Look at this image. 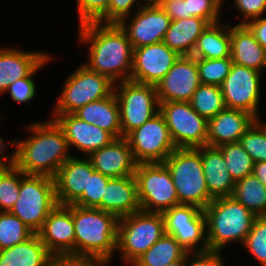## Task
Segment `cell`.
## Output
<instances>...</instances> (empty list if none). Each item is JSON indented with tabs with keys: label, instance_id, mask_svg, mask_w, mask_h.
<instances>
[{
	"label": "cell",
	"instance_id": "cell-1",
	"mask_svg": "<svg viewBox=\"0 0 266 266\" xmlns=\"http://www.w3.org/2000/svg\"><path fill=\"white\" fill-rule=\"evenodd\" d=\"M79 42L88 45V69L113 83L130 80L133 47L118 23L88 22L78 26Z\"/></svg>",
	"mask_w": 266,
	"mask_h": 266
},
{
	"label": "cell",
	"instance_id": "cell-2",
	"mask_svg": "<svg viewBox=\"0 0 266 266\" xmlns=\"http://www.w3.org/2000/svg\"><path fill=\"white\" fill-rule=\"evenodd\" d=\"M31 135L22 141L14 138V165L26 175L54 177L72 156L62 128L51 118L26 125Z\"/></svg>",
	"mask_w": 266,
	"mask_h": 266
},
{
	"label": "cell",
	"instance_id": "cell-3",
	"mask_svg": "<svg viewBox=\"0 0 266 266\" xmlns=\"http://www.w3.org/2000/svg\"><path fill=\"white\" fill-rule=\"evenodd\" d=\"M75 261L109 262L116 252L119 218L98 208L72 204Z\"/></svg>",
	"mask_w": 266,
	"mask_h": 266
},
{
	"label": "cell",
	"instance_id": "cell-4",
	"mask_svg": "<svg viewBox=\"0 0 266 266\" xmlns=\"http://www.w3.org/2000/svg\"><path fill=\"white\" fill-rule=\"evenodd\" d=\"M203 212L208 249L220 252L232 242L243 244L256 218L232 196L213 199Z\"/></svg>",
	"mask_w": 266,
	"mask_h": 266
},
{
	"label": "cell",
	"instance_id": "cell-5",
	"mask_svg": "<svg viewBox=\"0 0 266 266\" xmlns=\"http://www.w3.org/2000/svg\"><path fill=\"white\" fill-rule=\"evenodd\" d=\"M163 163L170 170L179 204L194 205L204 210L212 202L201 154L195 148H176Z\"/></svg>",
	"mask_w": 266,
	"mask_h": 266
},
{
	"label": "cell",
	"instance_id": "cell-6",
	"mask_svg": "<svg viewBox=\"0 0 266 266\" xmlns=\"http://www.w3.org/2000/svg\"><path fill=\"white\" fill-rule=\"evenodd\" d=\"M58 205L52 177L26 175L20 170L19 197L10 213L37 234L46 218Z\"/></svg>",
	"mask_w": 266,
	"mask_h": 266
},
{
	"label": "cell",
	"instance_id": "cell-7",
	"mask_svg": "<svg viewBox=\"0 0 266 266\" xmlns=\"http://www.w3.org/2000/svg\"><path fill=\"white\" fill-rule=\"evenodd\" d=\"M165 234L162 213L136 211L119 218L116 251L129 266Z\"/></svg>",
	"mask_w": 266,
	"mask_h": 266
},
{
	"label": "cell",
	"instance_id": "cell-8",
	"mask_svg": "<svg viewBox=\"0 0 266 266\" xmlns=\"http://www.w3.org/2000/svg\"><path fill=\"white\" fill-rule=\"evenodd\" d=\"M74 71L65 79L51 114H73L86 104L106 98L113 92L115 83L107 76L88 69L84 64Z\"/></svg>",
	"mask_w": 266,
	"mask_h": 266
},
{
	"label": "cell",
	"instance_id": "cell-9",
	"mask_svg": "<svg viewBox=\"0 0 266 266\" xmlns=\"http://www.w3.org/2000/svg\"><path fill=\"white\" fill-rule=\"evenodd\" d=\"M134 175L142 211L163 213L179 205L170 170L164 163H139Z\"/></svg>",
	"mask_w": 266,
	"mask_h": 266
},
{
	"label": "cell",
	"instance_id": "cell-10",
	"mask_svg": "<svg viewBox=\"0 0 266 266\" xmlns=\"http://www.w3.org/2000/svg\"><path fill=\"white\" fill-rule=\"evenodd\" d=\"M113 92L119 105L122 137L159 112L155 85L126 80L115 83Z\"/></svg>",
	"mask_w": 266,
	"mask_h": 266
},
{
	"label": "cell",
	"instance_id": "cell-11",
	"mask_svg": "<svg viewBox=\"0 0 266 266\" xmlns=\"http://www.w3.org/2000/svg\"><path fill=\"white\" fill-rule=\"evenodd\" d=\"M159 112L164 117L176 148L206 146L208 120L199 115L190 102H161Z\"/></svg>",
	"mask_w": 266,
	"mask_h": 266
},
{
	"label": "cell",
	"instance_id": "cell-12",
	"mask_svg": "<svg viewBox=\"0 0 266 266\" xmlns=\"http://www.w3.org/2000/svg\"><path fill=\"white\" fill-rule=\"evenodd\" d=\"M126 139L137 164L163 163L176 149L160 112L130 132Z\"/></svg>",
	"mask_w": 266,
	"mask_h": 266
},
{
	"label": "cell",
	"instance_id": "cell-13",
	"mask_svg": "<svg viewBox=\"0 0 266 266\" xmlns=\"http://www.w3.org/2000/svg\"><path fill=\"white\" fill-rule=\"evenodd\" d=\"M162 215L165 233L172 235L186 252L209 250L206 218L202 209L194 205L179 204L164 211Z\"/></svg>",
	"mask_w": 266,
	"mask_h": 266
},
{
	"label": "cell",
	"instance_id": "cell-14",
	"mask_svg": "<svg viewBox=\"0 0 266 266\" xmlns=\"http://www.w3.org/2000/svg\"><path fill=\"white\" fill-rule=\"evenodd\" d=\"M263 73L257 70L232 64L230 73L221 85L226 108L243 110L252 114L257 120L261 96ZM261 77V78H260Z\"/></svg>",
	"mask_w": 266,
	"mask_h": 266
},
{
	"label": "cell",
	"instance_id": "cell-15",
	"mask_svg": "<svg viewBox=\"0 0 266 266\" xmlns=\"http://www.w3.org/2000/svg\"><path fill=\"white\" fill-rule=\"evenodd\" d=\"M171 21L162 7L152 4L143 5L118 24L127 34L134 49L163 42Z\"/></svg>",
	"mask_w": 266,
	"mask_h": 266
},
{
	"label": "cell",
	"instance_id": "cell-16",
	"mask_svg": "<svg viewBox=\"0 0 266 266\" xmlns=\"http://www.w3.org/2000/svg\"><path fill=\"white\" fill-rule=\"evenodd\" d=\"M57 261H75V228L72 205H58L37 233Z\"/></svg>",
	"mask_w": 266,
	"mask_h": 266
},
{
	"label": "cell",
	"instance_id": "cell-17",
	"mask_svg": "<svg viewBox=\"0 0 266 266\" xmlns=\"http://www.w3.org/2000/svg\"><path fill=\"white\" fill-rule=\"evenodd\" d=\"M180 55L164 42L133 49V66L130 80L156 85L173 67Z\"/></svg>",
	"mask_w": 266,
	"mask_h": 266
},
{
	"label": "cell",
	"instance_id": "cell-18",
	"mask_svg": "<svg viewBox=\"0 0 266 266\" xmlns=\"http://www.w3.org/2000/svg\"><path fill=\"white\" fill-rule=\"evenodd\" d=\"M200 84L196 58L180 56L173 67L155 85L158 101L159 103L190 102Z\"/></svg>",
	"mask_w": 266,
	"mask_h": 266
},
{
	"label": "cell",
	"instance_id": "cell-19",
	"mask_svg": "<svg viewBox=\"0 0 266 266\" xmlns=\"http://www.w3.org/2000/svg\"><path fill=\"white\" fill-rule=\"evenodd\" d=\"M50 116L62 128L69 148L73 146L84 153L85 157L116 139L109 132L79 119L74 114H51Z\"/></svg>",
	"mask_w": 266,
	"mask_h": 266
},
{
	"label": "cell",
	"instance_id": "cell-20",
	"mask_svg": "<svg viewBox=\"0 0 266 266\" xmlns=\"http://www.w3.org/2000/svg\"><path fill=\"white\" fill-rule=\"evenodd\" d=\"M95 171L91 161L77 156L69 158L53 177L59 205H72L87 191L88 173Z\"/></svg>",
	"mask_w": 266,
	"mask_h": 266
},
{
	"label": "cell",
	"instance_id": "cell-21",
	"mask_svg": "<svg viewBox=\"0 0 266 266\" xmlns=\"http://www.w3.org/2000/svg\"><path fill=\"white\" fill-rule=\"evenodd\" d=\"M87 158L95 171L111 178L132 176L137 166L126 137L116 138L107 146L90 153Z\"/></svg>",
	"mask_w": 266,
	"mask_h": 266
},
{
	"label": "cell",
	"instance_id": "cell-22",
	"mask_svg": "<svg viewBox=\"0 0 266 266\" xmlns=\"http://www.w3.org/2000/svg\"><path fill=\"white\" fill-rule=\"evenodd\" d=\"M257 119L243 110L225 108L208 120L206 146L236 143Z\"/></svg>",
	"mask_w": 266,
	"mask_h": 266
},
{
	"label": "cell",
	"instance_id": "cell-23",
	"mask_svg": "<svg viewBox=\"0 0 266 266\" xmlns=\"http://www.w3.org/2000/svg\"><path fill=\"white\" fill-rule=\"evenodd\" d=\"M49 55L11 46L0 48V95L16 80L28 77Z\"/></svg>",
	"mask_w": 266,
	"mask_h": 266
},
{
	"label": "cell",
	"instance_id": "cell-24",
	"mask_svg": "<svg viewBox=\"0 0 266 266\" xmlns=\"http://www.w3.org/2000/svg\"><path fill=\"white\" fill-rule=\"evenodd\" d=\"M101 210L118 218L141 210L135 175L111 178L108 181L101 200Z\"/></svg>",
	"mask_w": 266,
	"mask_h": 266
},
{
	"label": "cell",
	"instance_id": "cell-25",
	"mask_svg": "<svg viewBox=\"0 0 266 266\" xmlns=\"http://www.w3.org/2000/svg\"><path fill=\"white\" fill-rule=\"evenodd\" d=\"M231 59L234 64L262 71L266 69V50L245 24H230Z\"/></svg>",
	"mask_w": 266,
	"mask_h": 266
},
{
	"label": "cell",
	"instance_id": "cell-26",
	"mask_svg": "<svg viewBox=\"0 0 266 266\" xmlns=\"http://www.w3.org/2000/svg\"><path fill=\"white\" fill-rule=\"evenodd\" d=\"M195 149L201 154L204 178L210 196L213 199L231 197L236 182L227 170L222 152L217 147L210 146Z\"/></svg>",
	"mask_w": 266,
	"mask_h": 266
},
{
	"label": "cell",
	"instance_id": "cell-27",
	"mask_svg": "<svg viewBox=\"0 0 266 266\" xmlns=\"http://www.w3.org/2000/svg\"><path fill=\"white\" fill-rule=\"evenodd\" d=\"M57 259L38 234L13 247L0 250V266H55Z\"/></svg>",
	"mask_w": 266,
	"mask_h": 266
},
{
	"label": "cell",
	"instance_id": "cell-28",
	"mask_svg": "<svg viewBox=\"0 0 266 266\" xmlns=\"http://www.w3.org/2000/svg\"><path fill=\"white\" fill-rule=\"evenodd\" d=\"M209 23L198 17L171 21L163 42L180 56H191L199 36Z\"/></svg>",
	"mask_w": 266,
	"mask_h": 266
},
{
	"label": "cell",
	"instance_id": "cell-29",
	"mask_svg": "<svg viewBox=\"0 0 266 266\" xmlns=\"http://www.w3.org/2000/svg\"><path fill=\"white\" fill-rule=\"evenodd\" d=\"M200 59H223L231 57L230 24H209L199 36L192 55Z\"/></svg>",
	"mask_w": 266,
	"mask_h": 266
},
{
	"label": "cell",
	"instance_id": "cell-30",
	"mask_svg": "<svg viewBox=\"0 0 266 266\" xmlns=\"http://www.w3.org/2000/svg\"><path fill=\"white\" fill-rule=\"evenodd\" d=\"M232 197L255 216H266V186L254 174L236 181Z\"/></svg>",
	"mask_w": 266,
	"mask_h": 266
},
{
	"label": "cell",
	"instance_id": "cell-31",
	"mask_svg": "<svg viewBox=\"0 0 266 266\" xmlns=\"http://www.w3.org/2000/svg\"><path fill=\"white\" fill-rule=\"evenodd\" d=\"M187 252L176 239L165 233L149 250L138 257L130 266H167L181 259Z\"/></svg>",
	"mask_w": 266,
	"mask_h": 266
},
{
	"label": "cell",
	"instance_id": "cell-32",
	"mask_svg": "<svg viewBox=\"0 0 266 266\" xmlns=\"http://www.w3.org/2000/svg\"><path fill=\"white\" fill-rule=\"evenodd\" d=\"M192 108L209 120L226 108L221 86L200 84L190 100Z\"/></svg>",
	"mask_w": 266,
	"mask_h": 266
},
{
	"label": "cell",
	"instance_id": "cell-33",
	"mask_svg": "<svg viewBox=\"0 0 266 266\" xmlns=\"http://www.w3.org/2000/svg\"><path fill=\"white\" fill-rule=\"evenodd\" d=\"M217 148L222 152L227 170L235 182L253 174L255 162L239 142L226 143Z\"/></svg>",
	"mask_w": 266,
	"mask_h": 266
},
{
	"label": "cell",
	"instance_id": "cell-34",
	"mask_svg": "<svg viewBox=\"0 0 266 266\" xmlns=\"http://www.w3.org/2000/svg\"><path fill=\"white\" fill-rule=\"evenodd\" d=\"M34 234L14 214L0 211V250L22 243Z\"/></svg>",
	"mask_w": 266,
	"mask_h": 266
},
{
	"label": "cell",
	"instance_id": "cell-35",
	"mask_svg": "<svg viewBox=\"0 0 266 266\" xmlns=\"http://www.w3.org/2000/svg\"><path fill=\"white\" fill-rule=\"evenodd\" d=\"M93 124L109 132L115 138L122 137L120 110L114 92L99 100L98 119Z\"/></svg>",
	"mask_w": 266,
	"mask_h": 266
},
{
	"label": "cell",
	"instance_id": "cell-36",
	"mask_svg": "<svg viewBox=\"0 0 266 266\" xmlns=\"http://www.w3.org/2000/svg\"><path fill=\"white\" fill-rule=\"evenodd\" d=\"M201 84L221 86L230 73L233 64L231 57L223 59L196 58Z\"/></svg>",
	"mask_w": 266,
	"mask_h": 266
},
{
	"label": "cell",
	"instance_id": "cell-37",
	"mask_svg": "<svg viewBox=\"0 0 266 266\" xmlns=\"http://www.w3.org/2000/svg\"><path fill=\"white\" fill-rule=\"evenodd\" d=\"M241 246H245L259 265L266 266V216H256L251 231Z\"/></svg>",
	"mask_w": 266,
	"mask_h": 266
},
{
	"label": "cell",
	"instance_id": "cell-38",
	"mask_svg": "<svg viewBox=\"0 0 266 266\" xmlns=\"http://www.w3.org/2000/svg\"><path fill=\"white\" fill-rule=\"evenodd\" d=\"M239 143L255 163L266 161V129L258 120L240 138Z\"/></svg>",
	"mask_w": 266,
	"mask_h": 266
},
{
	"label": "cell",
	"instance_id": "cell-39",
	"mask_svg": "<svg viewBox=\"0 0 266 266\" xmlns=\"http://www.w3.org/2000/svg\"><path fill=\"white\" fill-rule=\"evenodd\" d=\"M20 169L15 165L0 172V211L9 212L19 197Z\"/></svg>",
	"mask_w": 266,
	"mask_h": 266
},
{
	"label": "cell",
	"instance_id": "cell-40",
	"mask_svg": "<svg viewBox=\"0 0 266 266\" xmlns=\"http://www.w3.org/2000/svg\"><path fill=\"white\" fill-rule=\"evenodd\" d=\"M111 177L94 171L88 173L87 191L74 203L76 206L98 208L101 210V200L104 197L105 187Z\"/></svg>",
	"mask_w": 266,
	"mask_h": 266
},
{
	"label": "cell",
	"instance_id": "cell-41",
	"mask_svg": "<svg viewBox=\"0 0 266 266\" xmlns=\"http://www.w3.org/2000/svg\"><path fill=\"white\" fill-rule=\"evenodd\" d=\"M51 55H49L28 77L18 79L10 84L4 93H9L11 99L16 103H24L25 105L36 96V83L33 79L35 74L39 72L44 65L50 63Z\"/></svg>",
	"mask_w": 266,
	"mask_h": 266
},
{
	"label": "cell",
	"instance_id": "cell-42",
	"mask_svg": "<svg viewBox=\"0 0 266 266\" xmlns=\"http://www.w3.org/2000/svg\"><path fill=\"white\" fill-rule=\"evenodd\" d=\"M78 25L88 22L108 23L110 0H76Z\"/></svg>",
	"mask_w": 266,
	"mask_h": 266
},
{
	"label": "cell",
	"instance_id": "cell-43",
	"mask_svg": "<svg viewBox=\"0 0 266 266\" xmlns=\"http://www.w3.org/2000/svg\"><path fill=\"white\" fill-rule=\"evenodd\" d=\"M191 17L205 19L209 24L220 21L224 0H186Z\"/></svg>",
	"mask_w": 266,
	"mask_h": 266
},
{
	"label": "cell",
	"instance_id": "cell-44",
	"mask_svg": "<svg viewBox=\"0 0 266 266\" xmlns=\"http://www.w3.org/2000/svg\"><path fill=\"white\" fill-rule=\"evenodd\" d=\"M236 7V12L241 15V22L246 24L248 21L261 17L266 13V0H232Z\"/></svg>",
	"mask_w": 266,
	"mask_h": 266
},
{
	"label": "cell",
	"instance_id": "cell-45",
	"mask_svg": "<svg viewBox=\"0 0 266 266\" xmlns=\"http://www.w3.org/2000/svg\"><path fill=\"white\" fill-rule=\"evenodd\" d=\"M140 0H110L108 6V23H119L123 18L133 14L144 4ZM136 5V7H135ZM136 8V10H134Z\"/></svg>",
	"mask_w": 266,
	"mask_h": 266
},
{
	"label": "cell",
	"instance_id": "cell-46",
	"mask_svg": "<svg viewBox=\"0 0 266 266\" xmlns=\"http://www.w3.org/2000/svg\"><path fill=\"white\" fill-rule=\"evenodd\" d=\"M220 251L187 252L185 266H225Z\"/></svg>",
	"mask_w": 266,
	"mask_h": 266
},
{
	"label": "cell",
	"instance_id": "cell-47",
	"mask_svg": "<svg viewBox=\"0 0 266 266\" xmlns=\"http://www.w3.org/2000/svg\"><path fill=\"white\" fill-rule=\"evenodd\" d=\"M257 42L266 50V17L265 15L248 21L245 24Z\"/></svg>",
	"mask_w": 266,
	"mask_h": 266
},
{
	"label": "cell",
	"instance_id": "cell-48",
	"mask_svg": "<svg viewBox=\"0 0 266 266\" xmlns=\"http://www.w3.org/2000/svg\"><path fill=\"white\" fill-rule=\"evenodd\" d=\"M162 8L172 21L191 17V14H188L186 0L169 2L166 3Z\"/></svg>",
	"mask_w": 266,
	"mask_h": 266
},
{
	"label": "cell",
	"instance_id": "cell-49",
	"mask_svg": "<svg viewBox=\"0 0 266 266\" xmlns=\"http://www.w3.org/2000/svg\"><path fill=\"white\" fill-rule=\"evenodd\" d=\"M79 119L93 124L98 119L99 100L90 102L73 113Z\"/></svg>",
	"mask_w": 266,
	"mask_h": 266
},
{
	"label": "cell",
	"instance_id": "cell-50",
	"mask_svg": "<svg viewBox=\"0 0 266 266\" xmlns=\"http://www.w3.org/2000/svg\"><path fill=\"white\" fill-rule=\"evenodd\" d=\"M7 142V143H6ZM14 146V139L12 141H5L1 136H0V172H3L12 166H14V151L11 152L12 154L10 155H5L4 150L10 146Z\"/></svg>",
	"mask_w": 266,
	"mask_h": 266
},
{
	"label": "cell",
	"instance_id": "cell-51",
	"mask_svg": "<svg viewBox=\"0 0 266 266\" xmlns=\"http://www.w3.org/2000/svg\"><path fill=\"white\" fill-rule=\"evenodd\" d=\"M109 262H87V261H57L55 266H107Z\"/></svg>",
	"mask_w": 266,
	"mask_h": 266
},
{
	"label": "cell",
	"instance_id": "cell-52",
	"mask_svg": "<svg viewBox=\"0 0 266 266\" xmlns=\"http://www.w3.org/2000/svg\"><path fill=\"white\" fill-rule=\"evenodd\" d=\"M253 174L266 186V161L254 163Z\"/></svg>",
	"mask_w": 266,
	"mask_h": 266
},
{
	"label": "cell",
	"instance_id": "cell-53",
	"mask_svg": "<svg viewBox=\"0 0 266 266\" xmlns=\"http://www.w3.org/2000/svg\"><path fill=\"white\" fill-rule=\"evenodd\" d=\"M185 264H186V254L181 259H178L168 264L167 266H185Z\"/></svg>",
	"mask_w": 266,
	"mask_h": 266
},
{
	"label": "cell",
	"instance_id": "cell-54",
	"mask_svg": "<svg viewBox=\"0 0 266 266\" xmlns=\"http://www.w3.org/2000/svg\"><path fill=\"white\" fill-rule=\"evenodd\" d=\"M173 1H179V0H158L154 5L163 7L166 3L173 2Z\"/></svg>",
	"mask_w": 266,
	"mask_h": 266
},
{
	"label": "cell",
	"instance_id": "cell-55",
	"mask_svg": "<svg viewBox=\"0 0 266 266\" xmlns=\"http://www.w3.org/2000/svg\"><path fill=\"white\" fill-rule=\"evenodd\" d=\"M144 2V5H152L155 4L158 0H141Z\"/></svg>",
	"mask_w": 266,
	"mask_h": 266
},
{
	"label": "cell",
	"instance_id": "cell-56",
	"mask_svg": "<svg viewBox=\"0 0 266 266\" xmlns=\"http://www.w3.org/2000/svg\"><path fill=\"white\" fill-rule=\"evenodd\" d=\"M258 121L265 127V129H266V123L265 122H263V121H261V119L259 118L258 119Z\"/></svg>",
	"mask_w": 266,
	"mask_h": 266
}]
</instances>
